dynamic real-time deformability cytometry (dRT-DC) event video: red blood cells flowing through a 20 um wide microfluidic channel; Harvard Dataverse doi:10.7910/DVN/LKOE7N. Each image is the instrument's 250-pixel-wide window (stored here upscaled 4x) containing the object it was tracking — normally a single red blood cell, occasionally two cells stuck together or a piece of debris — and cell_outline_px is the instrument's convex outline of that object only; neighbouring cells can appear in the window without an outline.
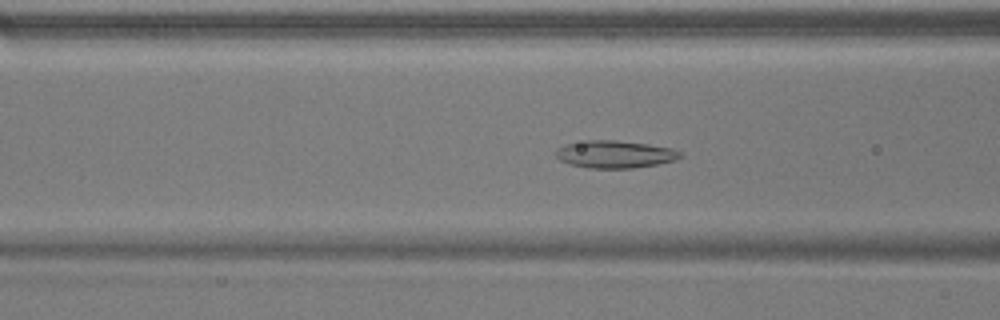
{"species": "common noctule bat (a hibernating species)", "species_latin": "Nyctalus noctula", "temperature_condition": "warm", "stored_images_in_passage": 54, "camera_frame_rate_fps": 3000, "um_per_image_px": 0.085, "animal": {"sex": "male", "body_mass_g": 17.9}, "frame": {"image": 1, "passage_image": 21, "time_ms": 6.667, "image_size_px": [1000, 320], "cell_outline_px": [[684, 156], [676, 160], [656, 164], [632, 168], [588, 168], [568, 164], [560, 160], [556, 156], [556, 148], [568, 144], [588, 140], [612, 140], [648, 144], [672, 148], [680, 152]], "centroid_in_image_um": [52.27, 13.12], "position_along_channel_um": 114.3, "area_um2": 19.83}}
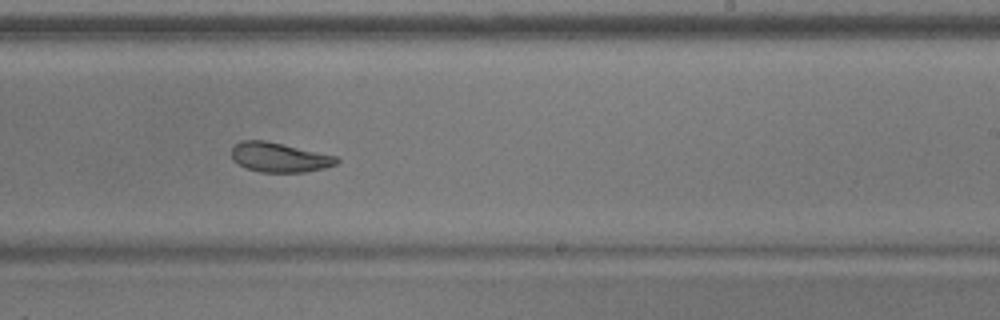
{"frame": {"image": 2, "passage_image": 33, "time_ms": 10.667, "image_size_px": [1000, 320], "cell_outline_px": [[340, 160], [336, 164], [324, 168], [304, 172], [260, 172], [248, 168], [232, 160], [232, 144], [240, 140], [264, 140], [336, 156]], "centroid_in_image_um": [23.71, 13.37], "position_along_channel_um": 265.3, "area_um2": 17.98}}
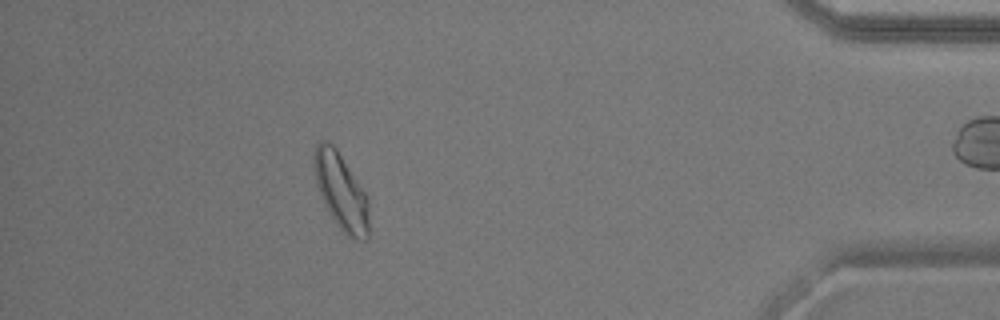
{"frame": {"image": 3, "passage_image": 48, "time_ms": 15.667, "image_size_px": [1000, 320], "cell_outline_px": [[368, 236], [364, 240], [356, 240], [348, 236], [336, 224], [328, 212], [320, 196], [316, 184], [312, 160], [316, 144], [320, 140], [328, 140], [336, 148], [368, 196]], "centroid_in_image_um": [28.96, 16.25], "position_along_channel_um": 406.2, "area_um2": 24.62}, "authors_computed_cell_mechanics": {"area_um2": 21.675, "velocity_mm_per_s": 3.7771, "shape_relaxation_time_tau1_ms": 8.6614, "shape_relaxation_time_tau2_ms": 2.0366, "deformation_change_tau1": 0.1551, "deformation_change_tau2": 0.0755}}